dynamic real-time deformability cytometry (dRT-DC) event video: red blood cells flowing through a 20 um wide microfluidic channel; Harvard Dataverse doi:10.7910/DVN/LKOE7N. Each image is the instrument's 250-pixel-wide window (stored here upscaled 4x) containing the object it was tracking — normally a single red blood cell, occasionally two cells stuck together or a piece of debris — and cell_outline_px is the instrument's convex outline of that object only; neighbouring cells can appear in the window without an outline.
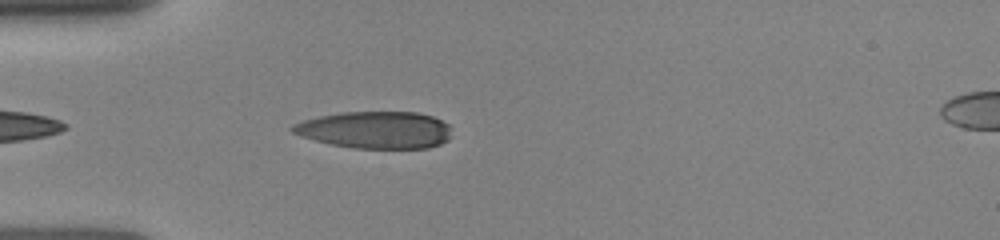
{"species": "human", "species_latin": "Homo sapiens", "temperature_condition": "room temperature", "stored_images_in_passage": 15, "camera_frame_rate_fps": 3000, "um_per_image_px": 0.085, "donor": {"sex": "female"}, "frame": {"image": 1, "passage_image": 4, "time_ms": 1.0, "image_size_px": [1000, 240], "cell_outline_px": [[452, 136], [448, 140], [440, 144], [428, 148], [352, 148], [332, 144], [300, 136], [292, 132], [288, 128], [292, 124], [304, 120], [320, 116], [340, 112], [416, 112], [432, 116], [448, 124]], "centroid_in_image_um": [31.9, 11.04], "position_along_channel_um": 53.1, "area_um2": 34.45}}
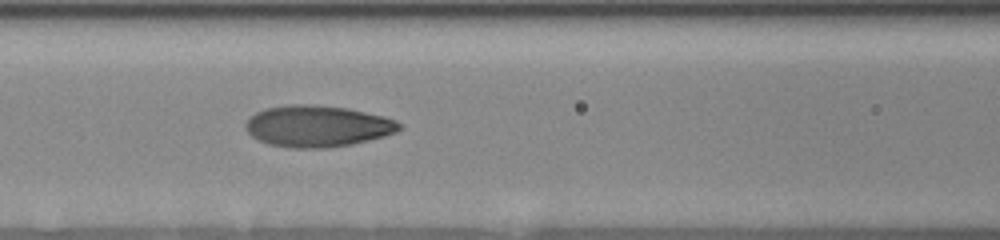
{"frame": {"image": 2, "passage_image": 10, "time_ms": 3.333, "image_size_px": [1000, 240], "cell_outline_px": [[404, 128], [396, 132], [384, 136], [352, 144], [324, 148], [292, 148], [268, 144], [252, 136], [244, 128], [244, 124], [256, 112], [264, 108], [288, 104], [312, 104], [348, 108], [384, 116], [396, 120]], "centroid_in_image_um": [26.99, 10.71], "position_along_channel_um": 139.6, "area_um2": 37.28}}
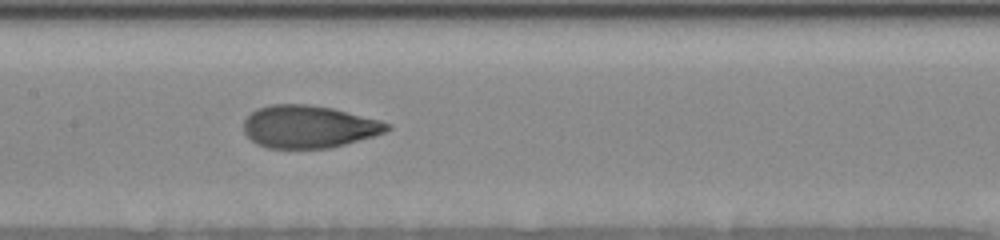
{"frame": {"image": 3, "passage_image": 13, "time_ms": 4.333, "image_size_px": [1000, 240], "cell_outline_px": [[392, 128], [384, 132], [372, 136], [344, 144], [328, 148], [268, 148], [256, 144], [244, 132], [244, 120], [252, 112], [260, 108], [272, 104], [312, 104], [332, 108], [380, 120], [392, 124]], "centroid_in_image_um": [26.25, 10.76], "position_along_channel_um": 181.2, "area_um2": 35.37}}